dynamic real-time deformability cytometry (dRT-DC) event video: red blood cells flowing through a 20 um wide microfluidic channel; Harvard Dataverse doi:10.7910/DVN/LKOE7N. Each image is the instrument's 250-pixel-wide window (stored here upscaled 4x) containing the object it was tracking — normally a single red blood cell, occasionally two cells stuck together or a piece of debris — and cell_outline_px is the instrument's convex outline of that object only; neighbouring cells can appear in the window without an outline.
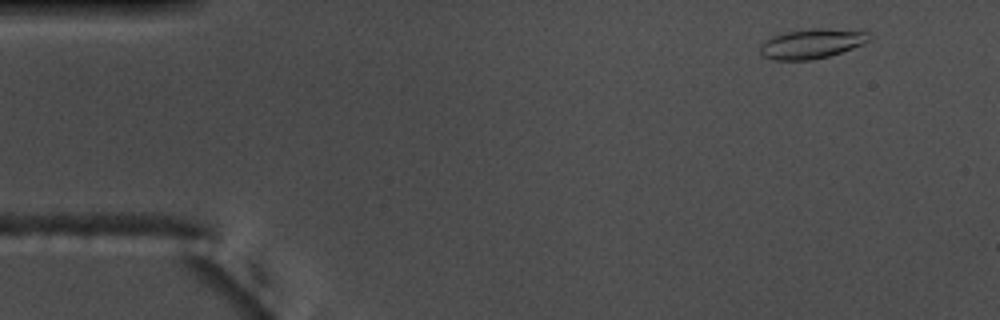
{"species": "common noctule bat (a hibernating species)", "species_latin": "Nyctalus noctula", "temperature_condition": "warm", "stored_images_in_passage": 53, "camera_frame_rate_fps": 3000, "um_per_image_px": 0.085, "animal": {"sex": "male", "body_mass_g": 17.5, "forearm_length_mm": 52.3}, "frame": {"image": 1, "passage_image": 4, "time_ms": 1.0, "image_size_px": [1000, 320], "cell_outline_px": [[872, 32], [868, 40], [864, 44], [828, 56], [812, 60], [776, 60], [764, 56], [760, 52], [760, 44], [764, 40], [772, 36], [784, 32], [812, 28], [824, 28]], "centroid_in_image_um": [68.98, 3.7], "position_along_channel_um": 16.0, "area_um2": 18.9}}
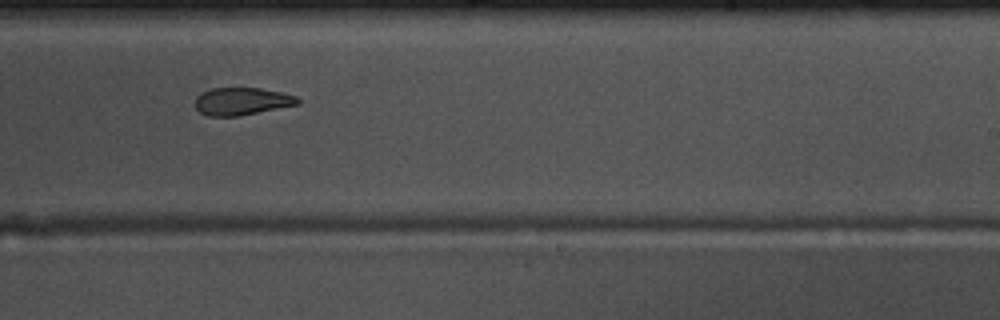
{"frame": {"image": 2, "passage_image": 32, "time_ms": 10.333, "image_size_px": [1000, 320], "cell_outline_px": [[300, 104], [236, 116], [208, 116], [200, 112], [196, 108], [196, 96], [200, 92], [212, 88], [260, 88], [280, 92], [296, 96], [300, 100]], "centroid_in_image_um": [20.53, 8.6], "position_along_channel_um": 268.5, "area_um2": 16.36}}
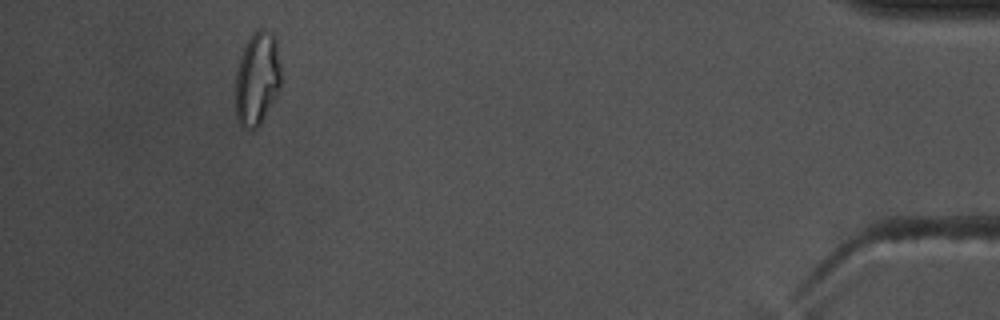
{"frame": {"image": 3, "passage_image": 49, "time_ms": 16.0, "image_size_px": [1000, 320], "cell_outline_px": [[280, 88], [260, 124], [256, 128], [252, 128], [240, 124], [236, 116], [236, 68], [244, 44], [260, 28], [264, 28], [272, 32], [276, 36], [280, 68]], "centroid_in_image_um": [21.86, 6.63], "position_along_channel_um": 413.3, "area_um2": 24.62}, "authors_computed_cell_mechanics": {"area_um2": 17.8602, "velocity_mm_per_s": 3.7602, "shape_relaxation_time_tau1_ms": 8.006, "shape_relaxation_time_tau2_ms": 1.6099, "deformation_change_tau1": 0.203, "deformation_change_tau2": 0.0748}}